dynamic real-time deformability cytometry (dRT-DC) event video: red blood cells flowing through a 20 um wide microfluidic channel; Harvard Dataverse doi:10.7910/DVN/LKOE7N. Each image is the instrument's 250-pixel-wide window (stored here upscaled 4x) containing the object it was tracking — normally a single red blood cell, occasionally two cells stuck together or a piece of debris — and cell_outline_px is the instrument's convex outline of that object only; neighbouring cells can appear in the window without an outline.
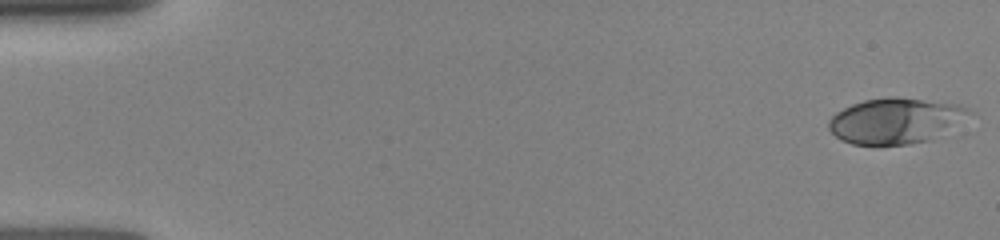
{"species": "human", "species_latin": "Homo sapiens", "temperature_condition": "room temperature", "stored_images_in_passage": 17, "camera_frame_rate_fps": 3000, "um_per_image_px": 0.085, "donor": {"sex": "female"}, "frame": {"image": 1, "passage_image": 1, "time_ms": 0.0, "image_size_px": [1000, 240], "cell_outline_px": [[980, 116], [928, 140], [908, 144], [852, 144], [840, 140], [828, 128], [828, 120], [836, 112], [852, 104], [864, 100], [888, 96], [896, 96], [960, 104], [976, 112]], "centroid_in_image_um": [76.26, 10.24], "position_along_channel_um": 8.7, "area_um2": 38.21}}
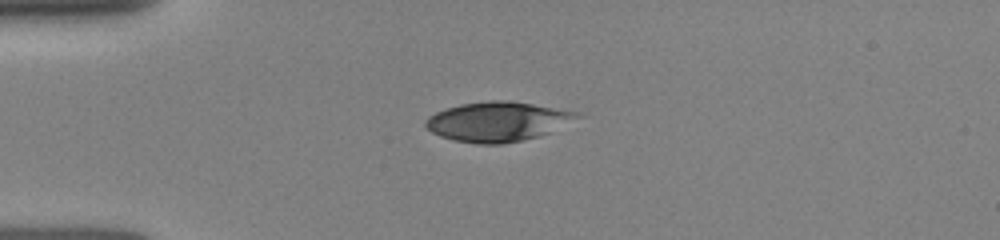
{"frame": {"image": 2, "passage_image": 12, "time_ms": 3.667, "image_size_px": [1000, 240], "cell_outline_px": [[580, 116], [540, 136], [504, 144], [476, 144], [452, 140], [440, 136], [432, 132], [424, 124], [424, 120], [428, 116], [436, 112], [460, 104], [488, 100], [508, 100], [532, 104], [576, 112]], "centroid_in_image_um": [42.2, 10.34], "position_along_channel_um": 42.8, "area_um2": 34.56}}